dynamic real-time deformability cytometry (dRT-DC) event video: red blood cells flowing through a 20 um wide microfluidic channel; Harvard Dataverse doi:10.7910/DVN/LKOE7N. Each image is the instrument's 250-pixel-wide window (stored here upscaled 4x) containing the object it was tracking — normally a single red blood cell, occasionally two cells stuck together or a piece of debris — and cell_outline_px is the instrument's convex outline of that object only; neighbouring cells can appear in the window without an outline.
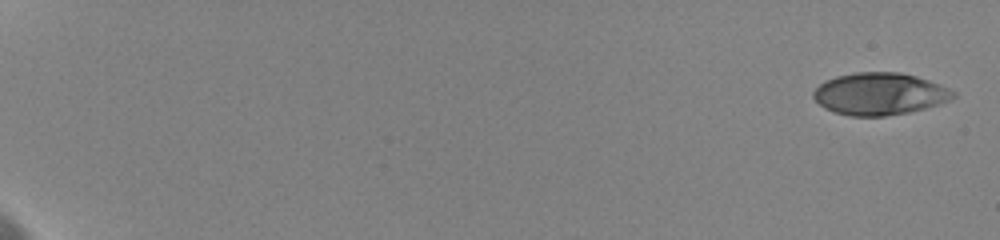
{"species": "human", "species_latin": "Homo sapiens", "temperature_condition": "cold", "stored_images_in_passage": 54, "camera_frame_rate_fps": 3000, "um_per_image_px": 0.085, "donor": {"sex": "female"}, "frame": {"image": 1, "passage_image": 1, "time_ms": 0.0, "image_size_px": [1000, 240], "cell_outline_px": [[956, 96], [948, 100], [924, 108], [908, 112], [884, 116], [852, 116], [836, 112], [824, 108], [812, 96], [812, 92], [824, 80], [836, 76], [856, 72], [900, 72], [916, 76], [940, 84], [956, 92]], "centroid_in_image_um": [74.74, 7.96], "position_along_channel_um": 10.3, "area_um2": 34.16}}
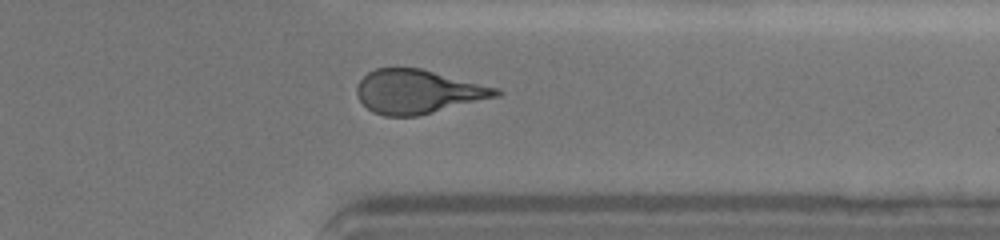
{"frame": {"image": 2, "passage_image": 48, "time_ms": 16.0, "image_size_px": [1000, 240], "cell_outline_px": [[504, 92], [500, 96], [416, 116], [384, 116], [372, 112], [360, 100], [356, 92], [356, 88], [360, 80], [368, 72], [376, 68], [420, 68], [500, 88]], "centroid_in_image_um": [35.55, 7.79], "position_along_channel_um": 375.9, "area_um2": 35.55}}
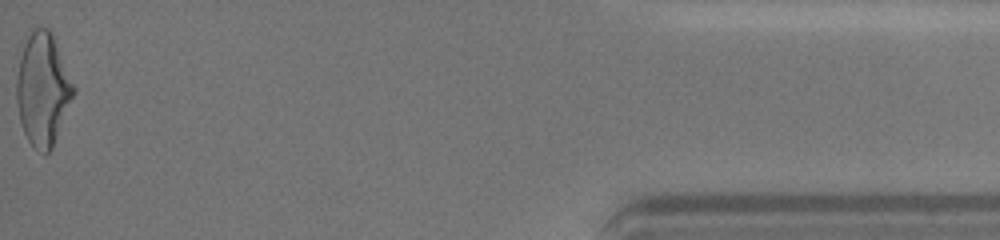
{"frame": {"image": 3, "passage_image": 54, "time_ms": 19.333, "image_size_px": [1000, 240], "cell_outline_px": [[76, 92], [52, 148], [44, 156], [28, 140], [24, 132], [20, 120], [16, 100], [16, 80], [20, 56], [24, 36], [28, 28], [48, 28], [52, 32], [76, 88]], "centroid_in_image_um": [3.63, 7.53], "position_along_channel_um": 431.6, "area_um2": 37.92}, "authors_computed_cell_mechanics": {"area_um2": 35.6626, "velocity_mm_per_s": 3.6004, "shape_relaxation_time_tau1_ms": 4.8638, "shape_relaxation_time_tau2_ms": 1.3348, "deformation_change_tau1": 0.1648, "deformation_change_tau2": 0.087}}